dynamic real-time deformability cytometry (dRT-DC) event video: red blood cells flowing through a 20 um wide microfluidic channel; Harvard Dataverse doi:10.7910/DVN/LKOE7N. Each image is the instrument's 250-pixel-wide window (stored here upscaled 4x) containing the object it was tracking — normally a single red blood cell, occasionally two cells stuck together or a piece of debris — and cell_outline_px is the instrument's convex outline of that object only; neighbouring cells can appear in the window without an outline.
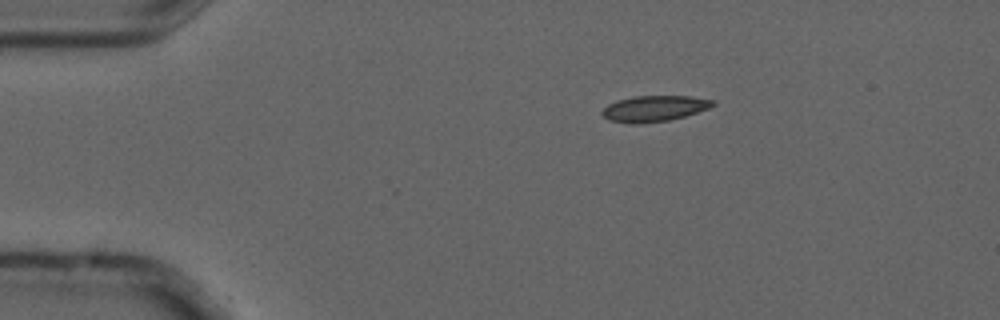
{"species": "common noctule bat (a hibernating species)", "species_latin": "Nyctalus noctula", "temperature_condition": "cold", "stored_images_in_passage": 4, "camera_frame_rate_fps": 3000, "um_per_image_px": 0.085, "animal": {"sex": "male", "forearm_length_mm": 52.5}, "frame": {"image": 1, "passage_image": 1, "time_ms": 0.0, "image_size_px": [1000, 320], "cell_outline_px": [[716, 104], [708, 108], [684, 116], [668, 120], [640, 124], [628, 124], [608, 120], [600, 112], [608, 104], [616, 100], [636, 96], [692, 96], [716, 100]], "centroid_in_image_um": [55.59, 9.22], "position_along_channel_um": 29.4, "area_um2": 16.82}}
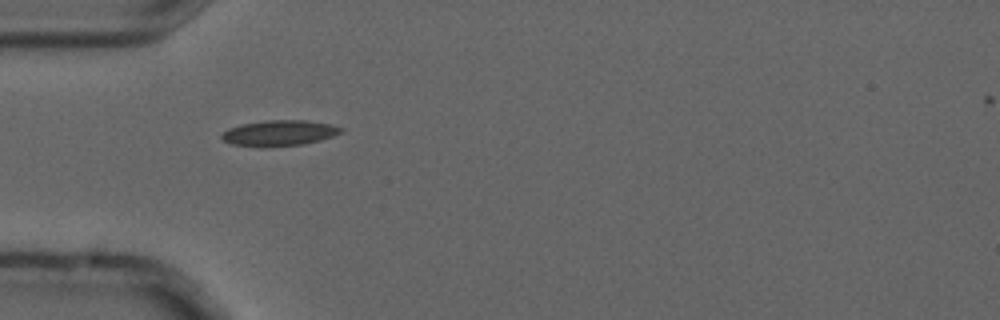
{"frame": {"image": 2, "passage_image": 3, "time_ms": 0.667, "image_size_px": [1000, 320], "cell_outline_px": [[344, 128], [340, 132], [332, 136], [320, 140], [304, 144], [232, 144], [224, 140], [220, 136], [228, 128], [240, 124], [264, 120], [308, 120], [332, 124]], "centroid_in_image_um": [23.79, 11.24], "position_along_channel_um": 61.2, "area_um2": 17.05}}
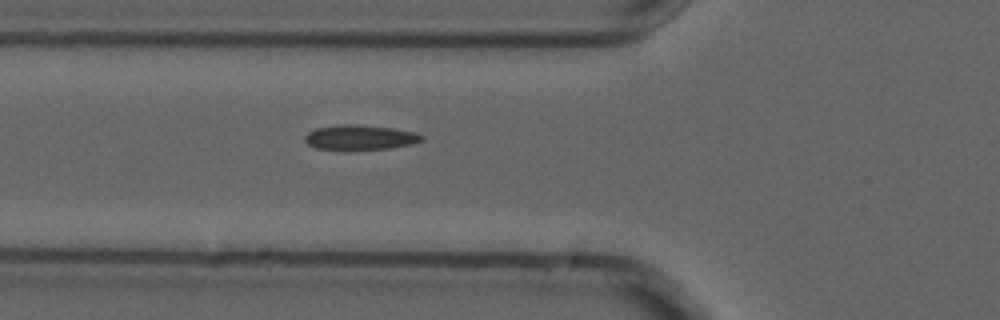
{"frame": {"image": 3, "passage_image": 4, "time_ms": 1.0, "image_size_px": [1000, 320], "cell_outline_px": [[424, 140], [412, 144], [392, 148], [316, 148], [308, 144], [304, 140], [304, 136], [308, 132], [316, 128], [340, 124], [356, 124], [392, 128], [412, 132], [424, 136]], "centroid_in_image_um": [30.61, 11.65], "position_along_channel_um": 95.2, "area_um2": 16.47}}